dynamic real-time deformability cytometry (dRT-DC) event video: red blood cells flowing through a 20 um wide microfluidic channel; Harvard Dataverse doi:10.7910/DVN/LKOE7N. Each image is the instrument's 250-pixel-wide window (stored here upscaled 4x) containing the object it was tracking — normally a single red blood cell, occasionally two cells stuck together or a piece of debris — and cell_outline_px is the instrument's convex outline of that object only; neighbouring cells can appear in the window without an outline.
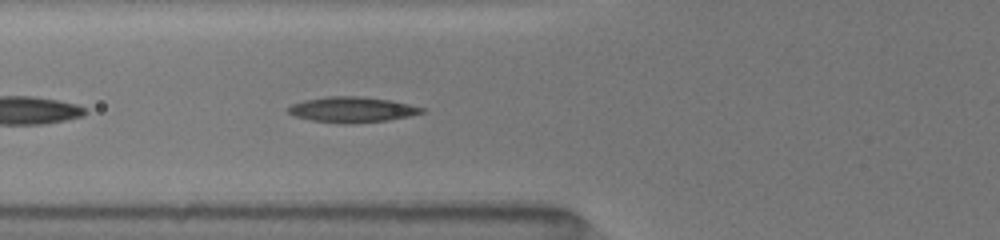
{"species": "common noctule bat (a hibernating species)", "species_latin": "Nyctalus noctula", "temperature_condition": "room temperature", "stored_images_in_passage": 22, "segment_of_instrument_passage": [2, 2], "camera_frame_rate_fps": 3000, "um_per_image_px": 0.085, "animal": {"sex": "female", "body_mass_g": 19.5, "forearm_length_mm": 54.1}, "frame": {"image": 1, "passage_image": 12, "time_ms": 6.0, "image_size_px": [1000, 240], "cell_outline_px": [[428, 108], [424, 112], [408, 116], [388, 120], [312, 120], [296, 116], [288, 112], [288, 108], [292, 104], [304, 100], [328, 96], [360, 96], [392, 100]], "centroid_in_image_um": [30.0, 9.25], "position_along_channel_um": 95.8, "area_um2": 18.73}}
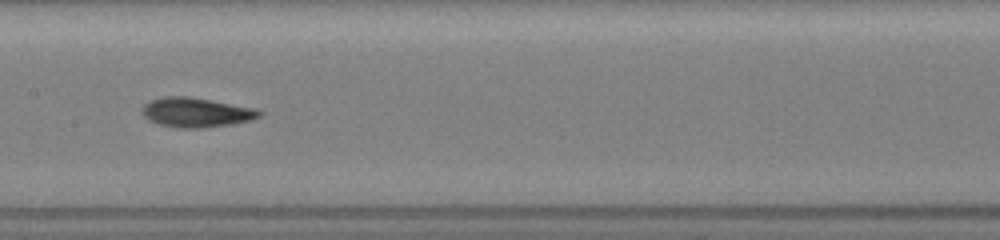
{"frame": {"image": 2, "passage_image": 18, "time_ms": 8.333, "image_size_px": [1000, 240], "cell_outline_px": [[264, 112], [260, 116], [252, 120], [232, 124], [200, 128], [180, 128], [160, 124], [148, 120], [140, 112], [140, 108], [144, 104], [152, 100], [164, 96], [188, 96], [212, 100], [256, 108]], "centroid_in_image_um": [16.68, 9.55], "position_along_channel_um": 190.7, "area_um2": 20.35}}
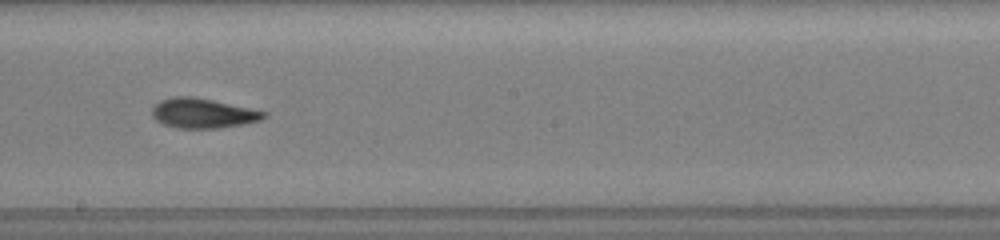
{"frame": {"image": 3, "passage_image": 21, "time_ms": 9.333, "image_size_px": [1000, 240], "cell_outline_px": [[268, 116], [260, 120], [244, 124], [216, 128], [176, 128], [164, 124], [156, 120], [152, 116], [152, 108], [160, 100], [172, 96], [192, 96], [212, 100], [268, 112]], "centroid_in_image_um": [17.24, 9.62], "position_along_channel_um": 231.0, "area_um2": 19.36}}